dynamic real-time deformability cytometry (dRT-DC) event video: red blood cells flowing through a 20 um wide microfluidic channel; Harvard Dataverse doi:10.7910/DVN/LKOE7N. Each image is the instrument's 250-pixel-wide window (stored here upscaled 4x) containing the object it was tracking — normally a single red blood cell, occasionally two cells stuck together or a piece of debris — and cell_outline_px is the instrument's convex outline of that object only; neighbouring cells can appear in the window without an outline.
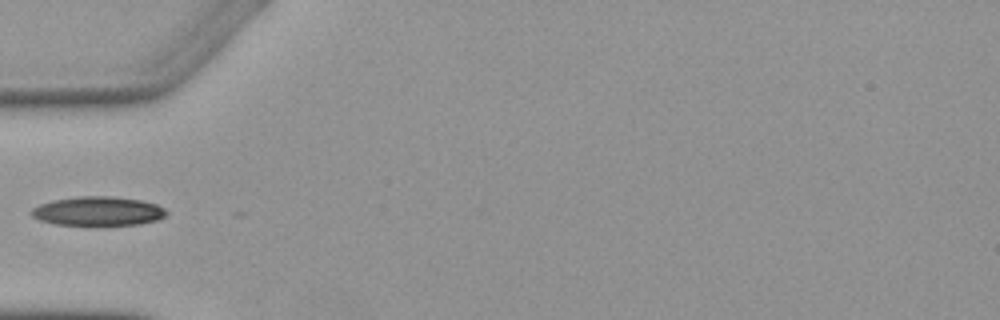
{"species": "Egyptian fruit bat (a non-hibernating species)", "species_latin": "Rousettus aegyptiacus", "temperature_condition": "warm", "stored_images_in_passage": 6, "camera_frame_rate_fps": 3000, "um_per_image_px": 0.085, "animal": {"sex": "female"}, "frame": {"image": 1, "passage_image": 4, "time_ms": 3.667, "image_size_px": [1000, 320], "cell_outline_px": [[168, 212], [164, 216], [156, 220], [140, 224], [56, 224], [40, 220], [32, 216], [28, 212], [32, 208], [40, 204], [52, 200], [80, 196], [112, 196], [144, 200], [156, 204], [164, 208]], "centroid_in_image_um": [8.32, 17.92], "position_along_channel_um": 76.7, "area_um2": 22.72}}